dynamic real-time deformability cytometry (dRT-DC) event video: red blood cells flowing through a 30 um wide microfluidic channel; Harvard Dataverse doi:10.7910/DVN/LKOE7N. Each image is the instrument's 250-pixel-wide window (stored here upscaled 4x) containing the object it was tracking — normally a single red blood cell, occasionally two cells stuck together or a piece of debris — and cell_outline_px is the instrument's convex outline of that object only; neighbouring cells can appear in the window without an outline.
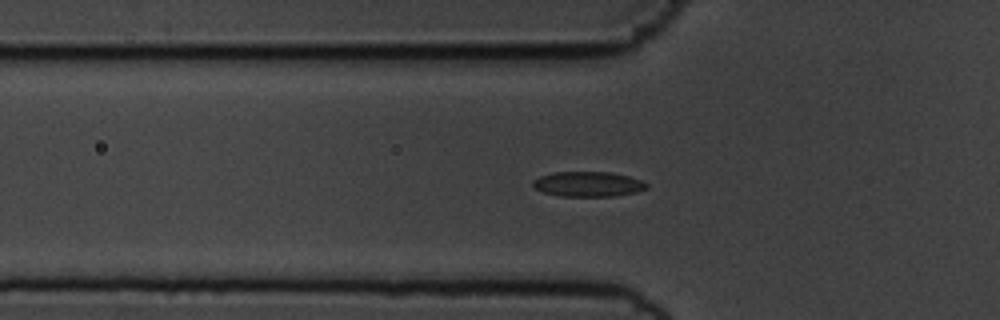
{"species": "common noctule bat (a hibernating species)", "species_latin": "Nyctalus noctula", "temperature_condition": "cold", "stored_images_in_passage": 45, "camera_frame_rate_fps": 3000, "um_per_image_px": 0.085, "animal": {"sex": "male", "body_mass_g": 19.5, "forearm_length_mm": 54.6}, "frame": {"image": 1, "passage_image": 7, "time_ms": 2.0, "image_size_px": [1000, 320], "cell_outline_px": [[648, 188], [636, 192], [616, 196], [560, 196], [544, 192], [536, 188], [532, 184], [532, 180], [540, 176], [552, 172], [608, 172], [628, 176], [640, 180], [648, 184]], "centroid_in_image_um": [49.98, 15.65], "position_along_channel_um": 75.8, "area_um2": 16.53}}
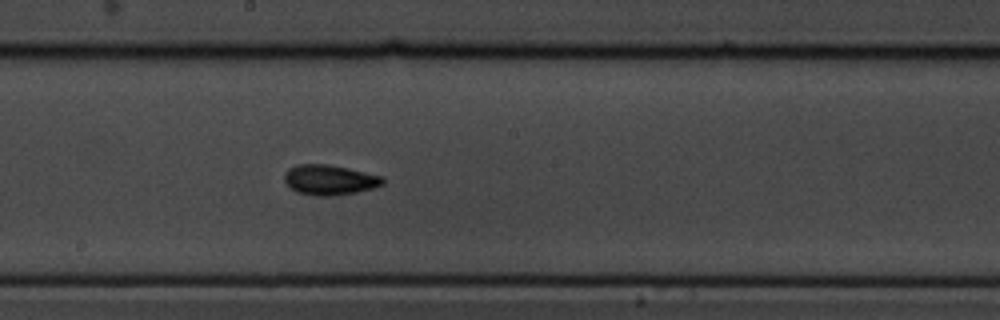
{"frame": {"image": 2, "passage_image": 19, "time_ms": 6.0, "image_size_px": [1000, 320], "cell_outline_px": [[384, 184], [372, 188], [356, 192], [332, 196], [316, 196], [296, 192], [288, 188], [284, 180], [284, 176], [288, 168], [300, 164], [324, 164], [344, 168], [380, 176], [384, 180]], "centroid_in_image_um": [27.94, 15.31], "position_along_channel_um": 220.3, "area_um2": 17.05}}
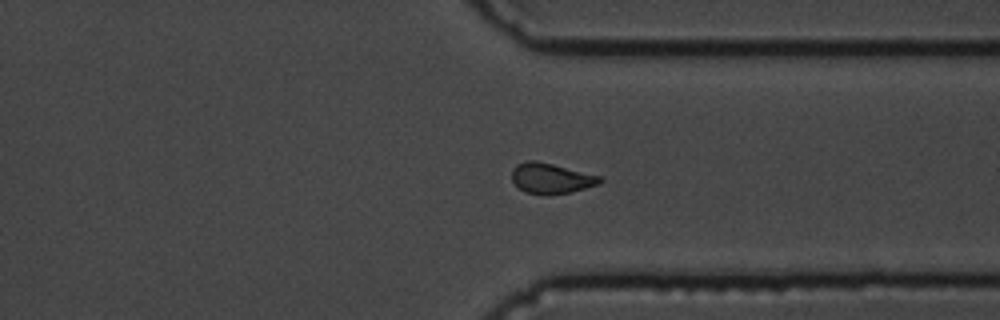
{"frame": {"image": 3, "passage_image": 31, "time_ms": 10.0, "image_size_px": [1000, 320], "cell_outline_px": [[604, 180], [600, 184], [572, 192], [524, 192], [512, 180], [512, 168], [516, 164], [524, 160], [536, 160], [604, 176]], "centroid_in_image_um": [46.9, 15.1], "position_along_channel_um": 364.5, "area_um2": 15.43}, "authors_computed_cell_mechanics": {"area_um2": 15.895, "velocity_mm_per_s": 3.6037, "shape_relaxation_time_tau1_ms": 5.7113, "shape_relaxation_time_tau2_ms": 3.517, "deformation_change_tau1": 0.1415, "deformation_change_tau2": 0.092}}